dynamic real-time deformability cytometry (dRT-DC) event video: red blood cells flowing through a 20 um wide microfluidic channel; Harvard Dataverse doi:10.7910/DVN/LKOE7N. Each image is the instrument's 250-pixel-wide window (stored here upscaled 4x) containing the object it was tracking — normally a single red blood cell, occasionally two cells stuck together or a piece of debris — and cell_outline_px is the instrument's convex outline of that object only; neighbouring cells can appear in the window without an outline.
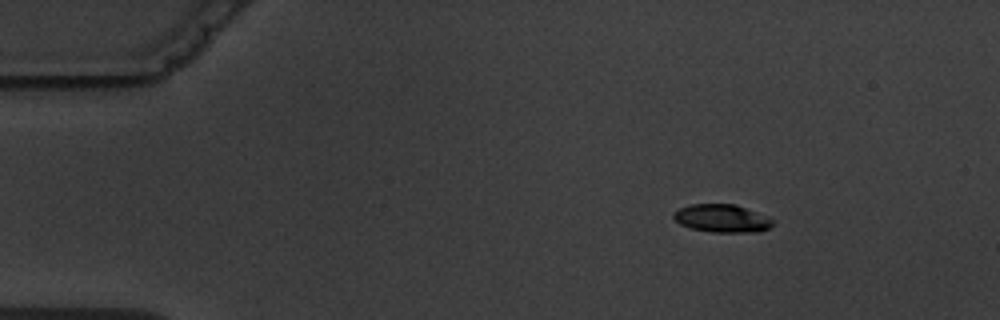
{"species": "common noctule bat (a hibernating species)", "species_latin": "Nyctalus noctula", "temperature_condition": "warm", "stored_images_in_passage": 13, "camera_frame_rate_fps": 3000, "um_per_image_px": 0.085, "animal": {"sex": "male", "body_mass_g": 19.5, "forearm_length_mm": 54.6}, "frame": {"image": 1, "passage_image": 1, "time_ms": 0.0, "image_size_px": [1000, 320], "cell_outline_px": [[776, 224], [760, 232], [712, 232], [692, 228], [680, 224], [672, 216], [672, 212], [680, 208], [692, 204], [736, 204], [768, 216]], "centroid_in_image_um": [61.39, 18.56], "position_along_channel_um": 23.6, "area_um2": 16.24}}
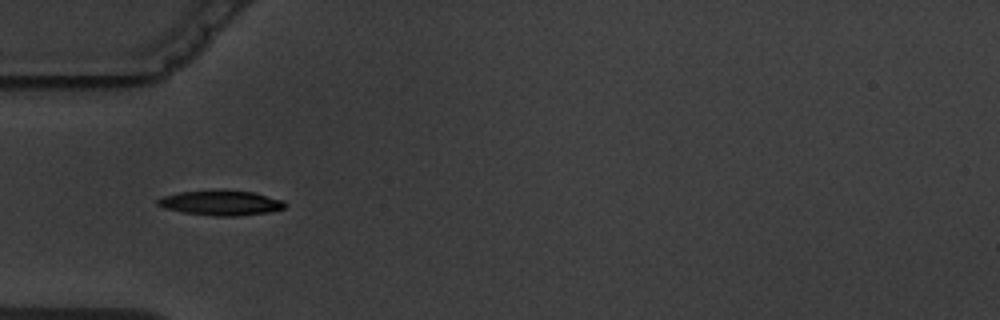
{"frame": {"image": 2, "passage_image": 3, "time_ms": 3.333, "image_size_px": [1000, 320], "cell_outline_px": [[288, 204], [284, 208], [268, 212], [232, 216], [212, 216], [184, 212], [164, 208], [156, 204], [156, 200], [164, 196], [180, 192], [252, 192], [284, 200]], "centroid_in_image_um": [18.79, 17.28], "position_along_channel_um": 66.2, "area_um2": 17.74}}
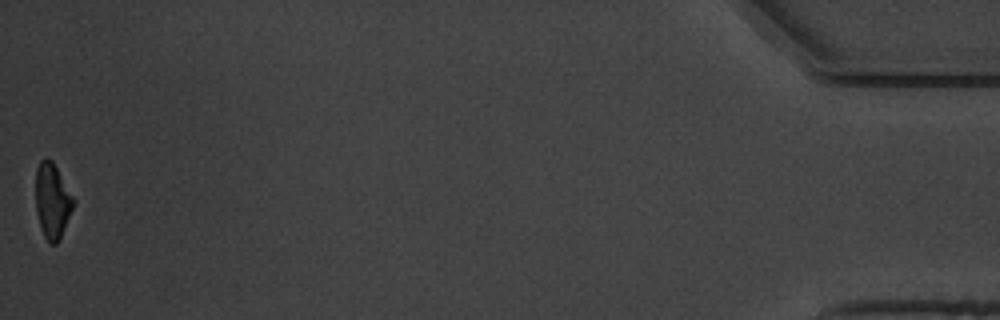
{"frame": {"image": 3, "passage_image": 13, "time_ms": 16.0, "image_size_px": [1000, 320], "cell_outline_px": [[76, 200], [60, 236], [56, 244], [48, 244], [44, 236], [36, 212], [36, 168], [40, 160], [52, 160]], "centroid_in_image_um": [4.44, 17.06], "position_along_channel_um": 430.8, "area_um2": 16.3}, "authors_computed_cell_mechanics": {"area_um2": 17.7446, "velocity_mm_per_s": 3.635, "shape_relaxation_time_tau1_ms": 2.4708, "shape_relaxation_time_tau2_ms": 6.0292, "deformation_change_tau1": 0.1257, "deformation_change_tau2": 0.1058}}